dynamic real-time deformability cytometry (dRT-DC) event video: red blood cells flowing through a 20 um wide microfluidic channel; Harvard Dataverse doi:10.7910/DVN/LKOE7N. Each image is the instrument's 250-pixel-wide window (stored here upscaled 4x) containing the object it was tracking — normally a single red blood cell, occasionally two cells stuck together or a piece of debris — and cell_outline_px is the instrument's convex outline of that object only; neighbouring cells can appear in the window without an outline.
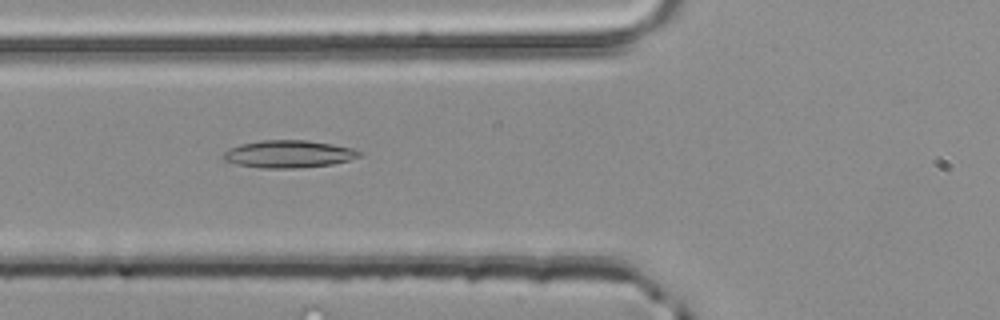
{"species": "common noctule bat (a hibernating species)", "species_latin": "Nyctalus noctula", "temperature_condition": "room temperature", "stored_images_in_passage": 51, "camera_frame_rate_fps": 3000, "um_per_image_px": 0.085, "animal": {"sex": "male", "body_mass_g": 20.4}, "frame": {"image": 1, "passage_image": 19, "time_ms": 6.0, "image_size_px": [1000, 320], "cell_outline_px": [[364, 152], [360, 156], [348, 160], [332, 164], [292, 168], [264, 168], [236, 164], [224, 160], [220, 156], [228, 148], [240, 144], [264, 140], [308, 140], [356, 148]], "centroid_in_image_um": [24.54, 13.08], "position_along_channel_um": 101.3, "area_um2": 21.85}}
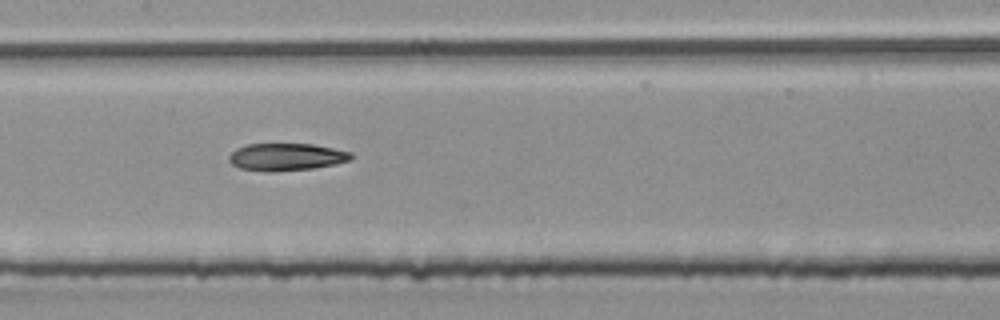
{"frame": {"image": 2, "passage_image": 25, "time_ms": 8.0, "image_size_px": [1000, 320], "cell_outline_px": [[352, 160], [336, 164], [312, 168], [272, 172], [268, 172], [240, 168], [232, 164], [228, 160], [228, 156], [236, 148], [248, 144], [312, 144], [352, 152]], "centroid_in_image_um": [24.33, 13.34], "position_along_channel_um": 183.1, "area_um2": 19.48}}
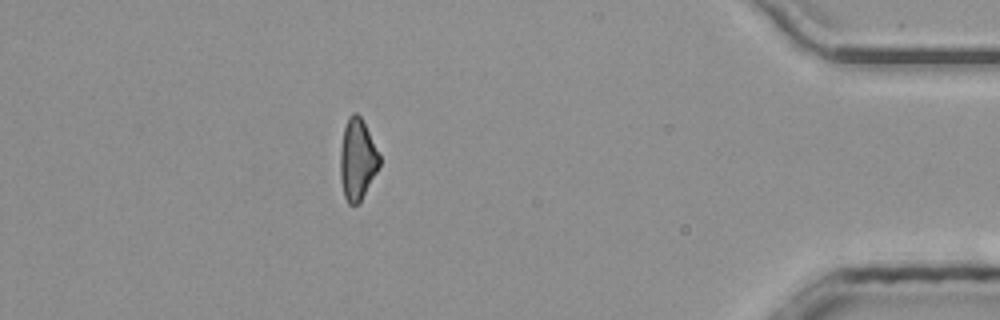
{"frame": {"image": 3, "passage_image": 45, "time_ms": 14.667, "image_size_px": [1000, 320], "cell_outline_px": [[380, 164], [376, 172], [360, 200], [356, 204], [348, 204], [344, 196], [340, 180], [340, 148], [344, 128], [348, 116], [352, 112], [356, 112], [360, 116], [380, 156]], "centroid_in_image_um": [30.34, 13.53], "position_along_channel_um": 404.9, "area_um2": 18.21}}